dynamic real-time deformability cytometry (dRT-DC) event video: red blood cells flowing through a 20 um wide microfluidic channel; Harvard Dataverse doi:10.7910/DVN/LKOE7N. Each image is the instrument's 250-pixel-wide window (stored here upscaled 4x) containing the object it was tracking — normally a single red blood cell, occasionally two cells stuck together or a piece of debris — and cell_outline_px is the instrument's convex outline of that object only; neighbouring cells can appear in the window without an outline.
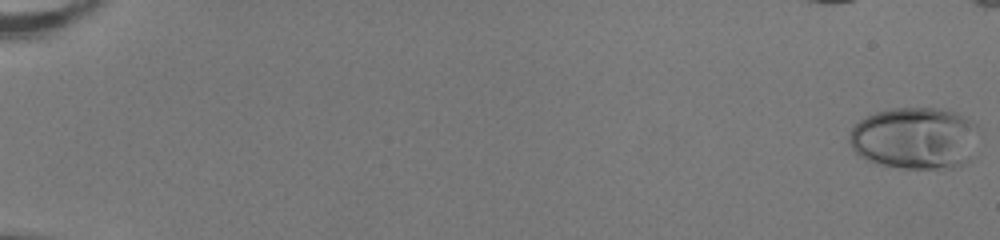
{"species": "human", "species_latin": "Homo sapiens", "temperature_condition": "room temperature", "stored_images_in_passage": 50, "camera_frame_rate_fps": 3000, "um_per_image_px": 0.085, "donor": {"sex": "female"}, "frame": {"image": 1, "passage_image": 1, "time_ms": 0.0, "image_size_px": [1000, 240], "cell_outline_px": [[976, 128], [968, 160], [964, 164], [952, 168], [904, 168], [880, 164], [868, 160], [860, 156], [852, 148], [848, 140], [848, 132], [852, 124], [876, 112], [892, 108], [936, 108], [956, 112], [964, 116], [976, 124]], "centroid_in_image_um": [77.69, 11.73], "position_along_channel_um": 7.3, "area_um2": 46.47}}
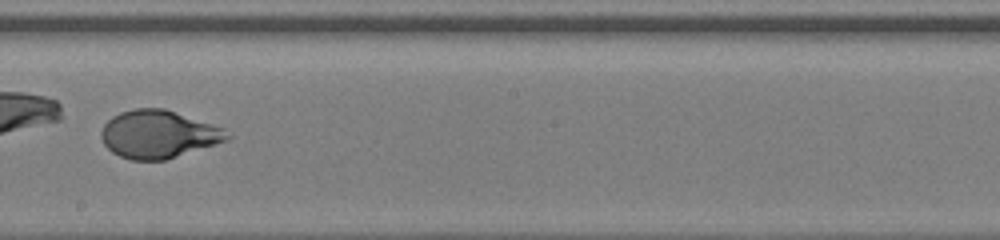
{"frame": {"image": 2, "passage_image": 33, "time_ms": 10.667, "image_size_px": [1000, 240], "cell_outline_px": [[232, 136], [228, 140], [164, 160], [132, 160], [120, 156], [112, 152], [104, 144], [100, 136], [100, 132], [104, 124], [112, 116], [120, 112], [136, 108], [164, 108], [224, 128]], "centroid_in_image_um": [13.45, 11.4], "position_along_channel_um": 234.8, "area_um2": 34.97}}
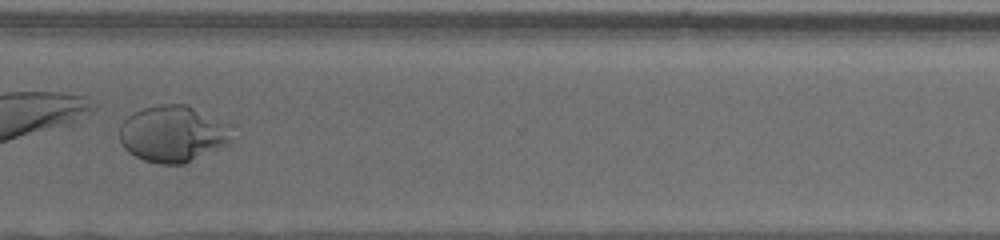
{"frame": {"image": 3, "passage_image": 42, "time_ms": 13.667, "image_size_px": [1000, 240], "cell_outline_px": [[236, 140], [184, 164], [160, 164], [144, 160], [128, 152], [120, 144], [120, 124], [128, 116], [144, 108], [160, 104], [188, 104], [236, 124]], "centroid_in_image_um": [14.83, 11.35], "position_along_channel_um": 355.8, "area_um2": 38.15}}